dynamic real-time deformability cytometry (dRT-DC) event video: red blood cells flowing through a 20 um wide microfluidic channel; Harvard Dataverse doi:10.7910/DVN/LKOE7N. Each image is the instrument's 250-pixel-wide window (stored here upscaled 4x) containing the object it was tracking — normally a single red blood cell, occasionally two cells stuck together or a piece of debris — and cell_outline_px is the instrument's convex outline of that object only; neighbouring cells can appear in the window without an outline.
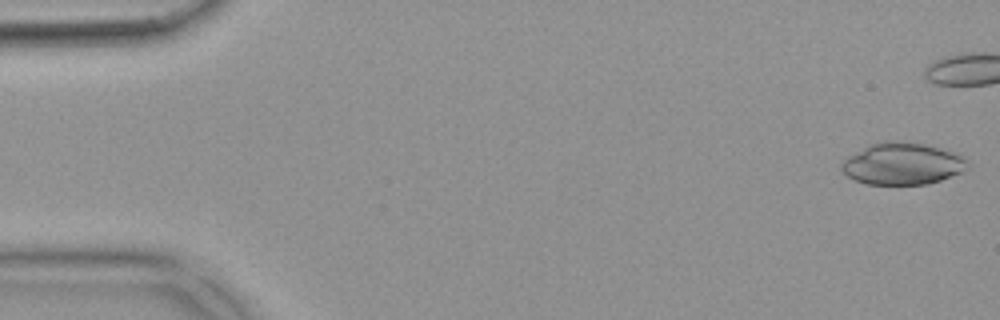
{"species": "common noctule bat (a hibernating species)", "species_latin": "Nyctalus noctula", "temperature_condition": "warm", "stored_images_in_passage": 42, "camera_frame_rate_fps": 3000, "um_per_image_px": 0.085, "animal": {"sex": "female", "body_mass_g": 18.4}, "frame": {"image": 1, "passage_image": 1, "time_ms": 0.0, "image_size_px": [1000, 320], "cell_outline_px": [[968, 160], [960, 172], [940, 180], [928, 184], [864, 184], [848, 176], [840, 168], [840, 164], [848, 156], [868, 144], [880, 140], [896, 140], [924, 144], [940, 148], [964, 156]], "centroid_in_image_um": [76.64, 13.89], "position_along_channel_um": 8.4, "area_um2": 30.69}}
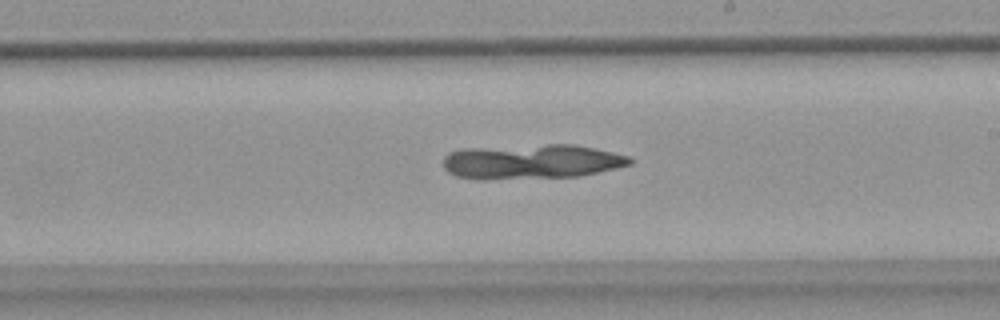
{"frame": {"image": 2, "passage_image": 30, "time_ms": 9.667, "image_size_px": [1000, 320], "cell_outline_px": [[636, 160], [632, 164], [616, 168], [580, 176], [484, 180], [476, 180], [456, 176], [448, 172], [444, 168], [444, 156], [448, 152], [464, 148], [548, 144], [572, 144], [632, 156]], "centroid_in_image_um": [45.18, 13.74], "position_along_channel_um": 243.8, "area_um2": 38.21}}